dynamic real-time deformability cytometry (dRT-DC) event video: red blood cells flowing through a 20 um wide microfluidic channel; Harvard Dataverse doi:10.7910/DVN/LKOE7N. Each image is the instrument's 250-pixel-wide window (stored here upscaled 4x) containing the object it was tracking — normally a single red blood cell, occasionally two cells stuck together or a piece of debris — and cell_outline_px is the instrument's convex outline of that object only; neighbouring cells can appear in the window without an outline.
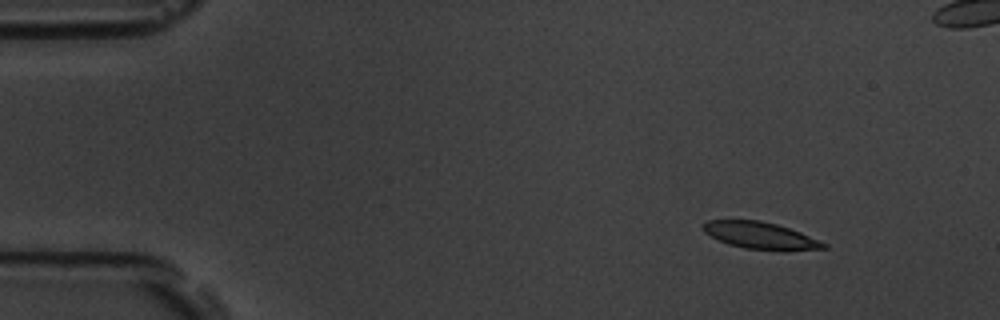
{"species": "common noctule bat (a hibernating species)", "species_latin": "Nyctalus noctula", "temperature_condition": "room temperature", "stored_images_in_passage": 4, "camera_frame_rate_fps": 3000, "um_per_image_px": 0.085, "animal": {"sex": "male", "body_mass_g": 19.5, "forearm_length_mm": 54.6}, "frame": {"image": 1, "passage_image": 1, "time_ms": 0.0, "image_size_px": [1000, 320], "cell_outline_px": [[828, 248], [788, 252], [784, 252], [744, 248], [728, 244], [704, 232], [704, 224], [708, 220], [760, 220], [776, 224], [800, 232], [828, 244]], "centroid_in_image_um": [64.72, 20.05], "position_along_channel_um": 20.3, "area_um2": 19.07}}